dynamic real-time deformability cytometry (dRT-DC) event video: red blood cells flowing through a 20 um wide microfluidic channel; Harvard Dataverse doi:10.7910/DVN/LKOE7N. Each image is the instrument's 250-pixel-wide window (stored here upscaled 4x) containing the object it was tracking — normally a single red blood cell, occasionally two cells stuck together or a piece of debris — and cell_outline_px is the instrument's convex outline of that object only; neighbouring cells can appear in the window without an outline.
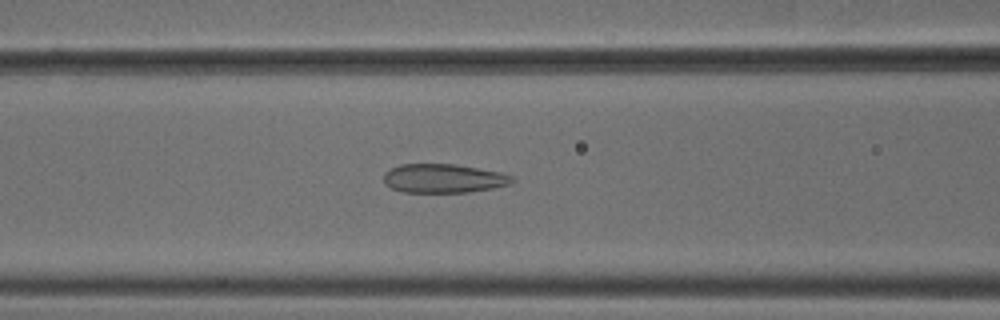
{"species": "common noctule bat (a hibernating species)", "species_latin": "Nyctalus noctula", "temperature_condition": "cold", "stored_images_in_passage": 52, "camera_frame_rate_fps": 3000, "um_per_image_px": 0.085, "animal": {"sex": "male", "body_mass_g": 18.8}, "frame": {"image": 1, "passage_image": 21, "time_ms": 6.667, "image_size_px": [1000, 320], "cell_outline_px": [[516, 180], [512, 184], [492, 188], [468, 192], [404, 192], [392, 188], [384, 180], [384, 172], [400, 164], [456, 164], [500, 172], [512, 176]], "centroid_in_image_um": [37.74, 15.16], "position_along_channel_um": 128.9, "area_um2": 21.56}}
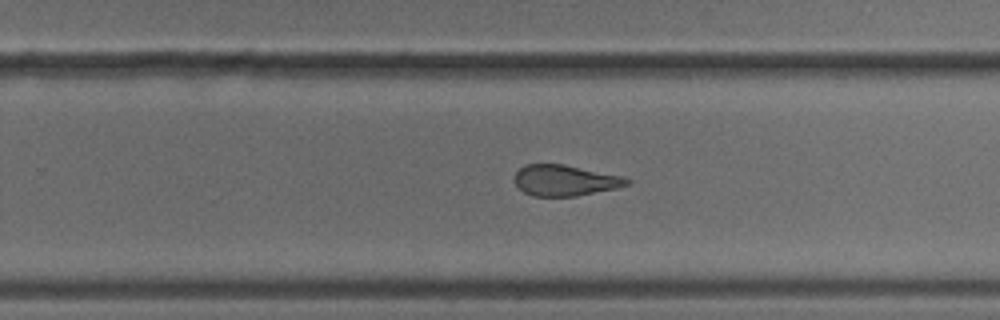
{"frame": {"image": 2, "passage_image": 33, "time_ms": 10.667, "image_size_px": [1000, 320], "cell_outline_px": [[632, 184], [616, 188], [576, 196], [532, 196], [524, 192], [512, 180], [516, 172], [524, 164], [564, 164], [624, 176], [632, 180]], "centroid_in_image_um": [48.04, 15.33], "position_along_channel_um": 281.8, "area_um2": 20.46}}
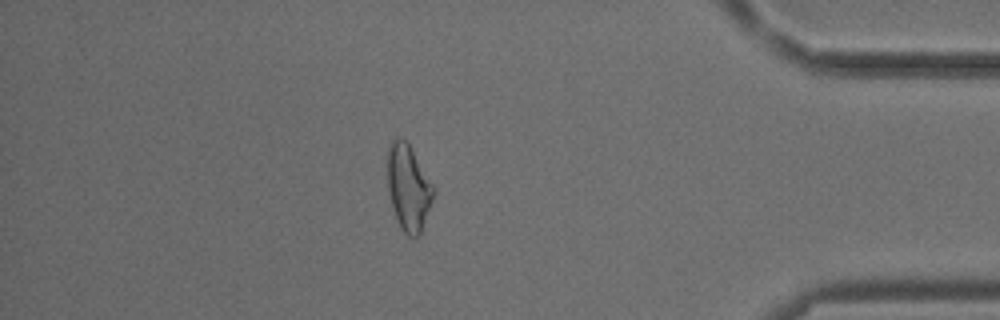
{"frame": {"image": 3, "passage_image": 45, "time_ms": 14.667, "image_size_px": [1000, 320], "cell_outline_px": [[436, 192], [420, 236], [408, 236], [400, 228], [396, 220], [392, 208], [388, 192], [388, 144], [392, 140], [400, 136], [408, 144], [436, 188]], "centroid_in_image_um": [34.73, 15.98], "position_along_channel_um": 400.5, "area_um2": 23.29}, "authors_computed_cell_mechanics": {"area_um2": 23.2934, "velocity_mm_per_s": 3.8245, "shape_relaxation_time_tau1_ms": null, "shape_relaxation_time_tau2_ms": 1.6073, "deformation_change_tau1": null, "deformation_change_tau2": 0.1093}}